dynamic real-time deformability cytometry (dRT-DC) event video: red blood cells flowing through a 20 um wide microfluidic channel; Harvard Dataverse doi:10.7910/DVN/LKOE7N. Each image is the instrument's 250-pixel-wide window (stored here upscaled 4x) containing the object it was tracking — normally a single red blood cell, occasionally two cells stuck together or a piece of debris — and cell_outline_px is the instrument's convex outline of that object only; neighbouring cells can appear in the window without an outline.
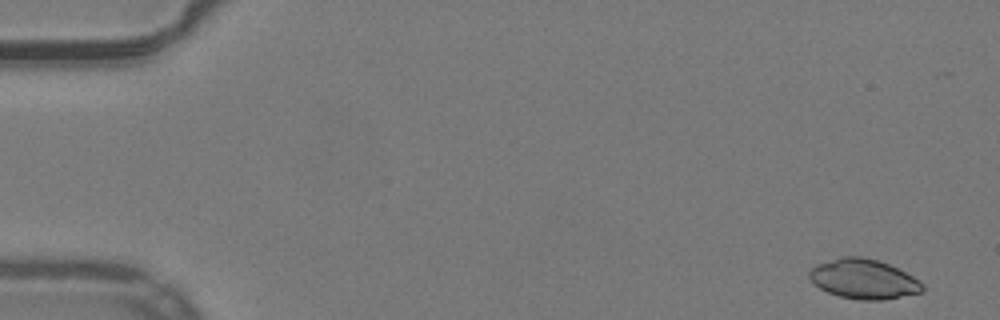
{"species": "common noctule bat (a hibernating species)", "species_latin": "Nyctalus noctula", "temperature_condition": "warm", "stored_images_in_passage": 20, "camera_frame_rate_fps": 3000, "um_per_image_px": 0.085, "animal": {"sex": "male", "body_mass_g": 19.2, "forearm_length_mm": 51.8}, "frame": {"image": 1, "passage_image": 2, "time_ms": 0.333, "image_size_px": [1000, 320], "cell_outline_px": [[924, 288], [920, 292], [880, 300], [860, 300], [840, 296], [828, 292], [812, 284], [808, 276], [808, 272], [816, 264], [844, 256], [860, 256], [880, 260], [912, 276], [924, 284]], "centroid_in_image_um": [73.36, 23.71], "position_along_channel_um": 11.6, "area_um2": 26.01}}
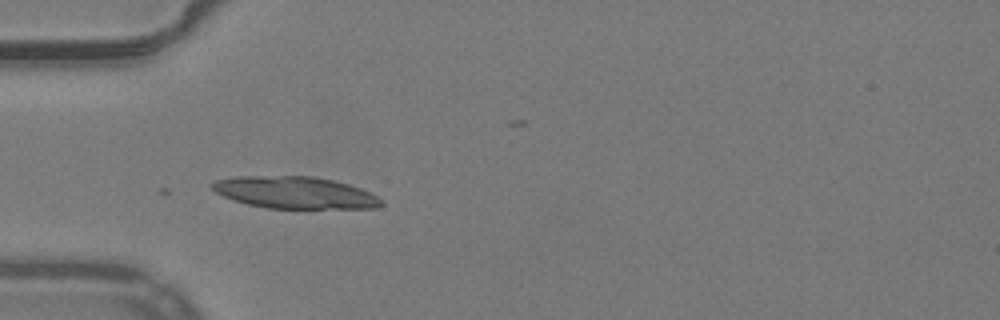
{"frame": {"image": 2, "passage_image": 16, "time_ms": 5.0, "image_size_px": [1000, 320], "cell_outline_px": [[384, 204], [376, 208], [268, 208], [248, 204], [224, 196], [216, 192], [212, 188], [212, 184], [216, 180], [236, 176], [312, 176], [332, 180], [348, 184], [360, 188], [384, 200]], "centroid_in_image_um": [25.09, 16.37], "position_along_channel_um": 59.9, "area_um2": 31.21}}